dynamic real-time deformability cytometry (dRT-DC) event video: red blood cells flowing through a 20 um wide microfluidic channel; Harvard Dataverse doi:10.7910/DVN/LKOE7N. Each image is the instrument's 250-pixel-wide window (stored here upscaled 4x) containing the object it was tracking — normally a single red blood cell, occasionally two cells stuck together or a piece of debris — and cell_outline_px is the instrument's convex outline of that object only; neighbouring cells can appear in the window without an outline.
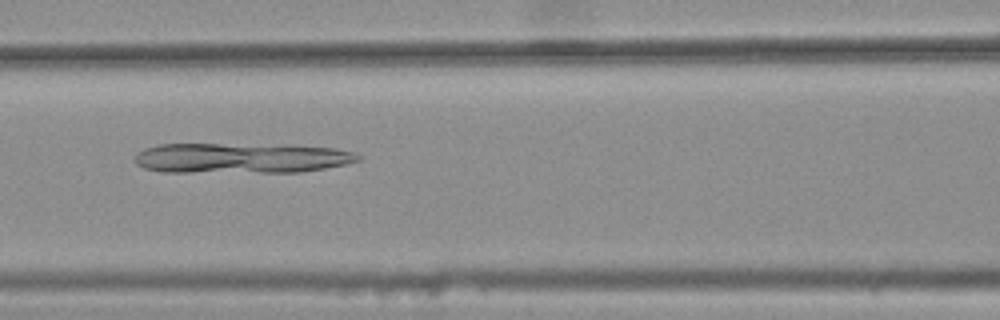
{"species": "common noctule bat (a hibernating species)", "species_latin": "Nyctalus noctula", "temperature_condition": "warm", "stored_images_in_passage": 31, "camera_frame_rate_fps": 3000, "um_per_image_px": 0.085, "animal": {"sex": "female", "body_mass_g": 25.1}, "frame": {"image": 1, "passage_image": 7, "time_ms": 2.0, "image_size_px": [1000, 320], "cell_outline_px": [[360, 160], [344, 164], [324, 168], [300, 172], [160, 172], [144, 168], [136, 164], [132, 160], [136, 152], [144, 148], [160, 144], [288, 144], [336, 148], [356, 152], [360, 156]], "centroid_in_image_um": [20.47, 13.42], "position_along_channel_um": 146.1, "area_um2": 40.11}}
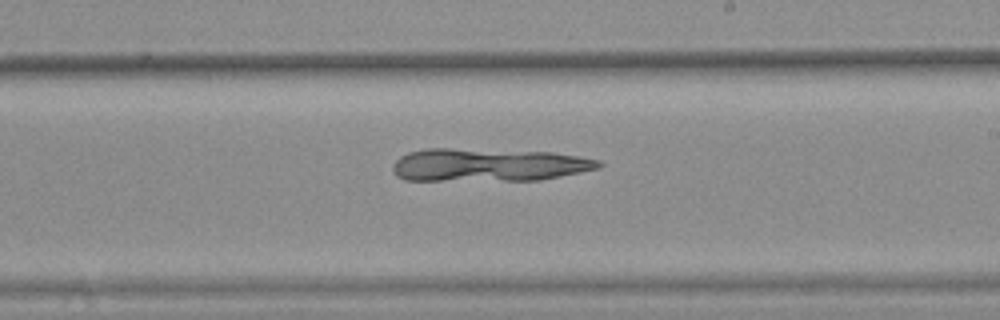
{"frame": {"image": 2, "passage_image": 15, "time_ms": 4.667, "image_size_px": [1000, 320], "cell_outline_px": [[604, 164], [600, 168], [540, 180], [404, 180], [396, 176], [392, 172], [392, 164], [400, 156], [408, 152], [424, 148], [448, 148], [552, 152], [580, 156], [600, 160]], "centroid_in_image_um": [41.49, 14.01], "position_along_channel_um": 247.5, "area_um2": 39.88}}
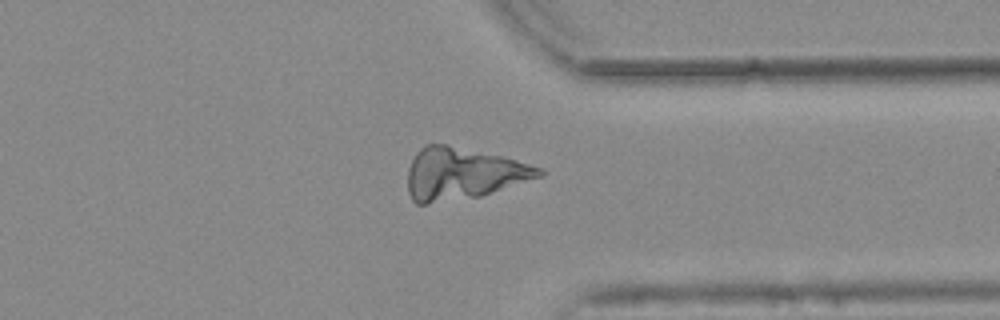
{"frame": {"image": 3, "passage_image": 25, "time_ms": 8.0, "image_size_px": [1000, 320], "cell_outline_px": [[544, 176], [480, 196], [424, 204], [416, 204], [412, 200], [408, 192], [408, 168], [416, 152], [424, 144], [448, 144], [500, 156], [516, 160], [540, 168], [544, 172]], "centroid_in_image_um": [39.31, 14.76], "position_along_channel_um": 372.1, "area_um2": 39.48}}